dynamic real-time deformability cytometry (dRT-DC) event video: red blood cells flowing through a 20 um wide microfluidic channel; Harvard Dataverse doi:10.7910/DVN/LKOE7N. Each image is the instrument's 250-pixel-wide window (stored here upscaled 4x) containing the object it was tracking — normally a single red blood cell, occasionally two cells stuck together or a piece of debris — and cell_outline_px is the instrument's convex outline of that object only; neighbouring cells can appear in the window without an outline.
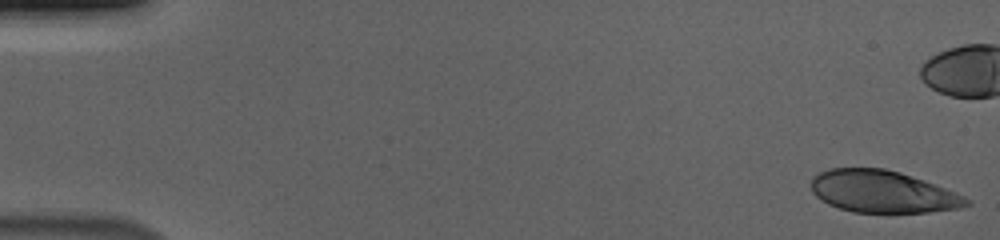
{"species": "human", "species_latin": "Homo sapiens", "temperature_condition": "cold", "stored_images_in_passage": 45, "camera_frame_rate_fps": 3000, "um_per_image_px": 0.085, "donor": {"sex": "male"}, "frame": {"image": 1, "passage_image": 1, "time_ms": 0.0, "image_size_px": [1000, 240], "cell_outline_px": [[972, 204], [960, 208], [928, 212], [852, 212], [828, 204], [820, 200], [812, 192], [808, 184], [812, 176], [820, 172], [832, 168], [884, 168], [900, 172], [924, 180], [956, 192], [972, 200]], "centroid_in_image_um": [75.0, 16.29], "position_along_channel_um": 10.0, "area_um2": 38.38}}
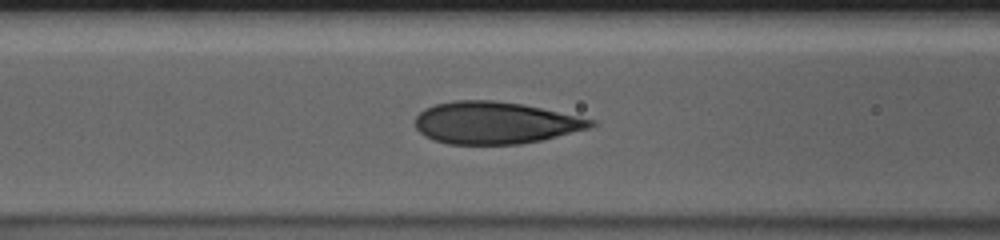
{"frame": {"image": 2, "passage_image": 23, "time_ms": 7.333, "image_size_px": [1000, 240], "cell_outline_px": [[596, 124], [588, 128], [544, 140], [520, 144], [448, 144], [424, 136], [416, 128], [416, 116], [424, 108], [436, 104], [456, 100], [492, 100], [524, 104], [596, 120]], "centroid_in_image_um": [42.09, 10.44], "position_along_channel_um": 124.5, "area_um2": 43.06}}
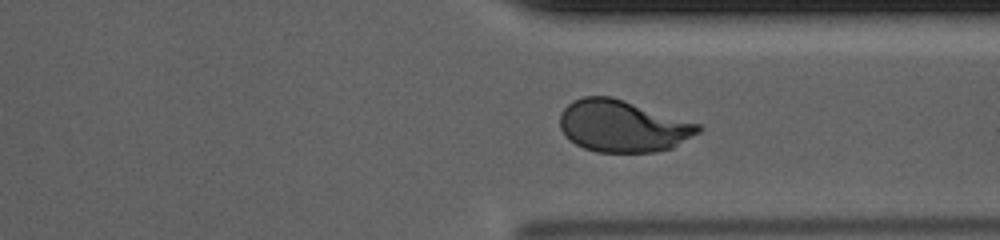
{"frame": {"image": 3, "passage_image": 42, "time_ms": 13.667, "image_size_px": [1000, 240], "cell_outline_px": [[704, 128], [700, 132], [672, 148], [656, 152], [596, 152], [584, 148], [576, 144], [560, 128], [560, 112], [572, 100], [584, 96], [612, 96], [700, 124]], "centroid_in_image_um": [52.94, 10.71], "position_along_channel_um": 358.5, "area_um2": 41.79}}